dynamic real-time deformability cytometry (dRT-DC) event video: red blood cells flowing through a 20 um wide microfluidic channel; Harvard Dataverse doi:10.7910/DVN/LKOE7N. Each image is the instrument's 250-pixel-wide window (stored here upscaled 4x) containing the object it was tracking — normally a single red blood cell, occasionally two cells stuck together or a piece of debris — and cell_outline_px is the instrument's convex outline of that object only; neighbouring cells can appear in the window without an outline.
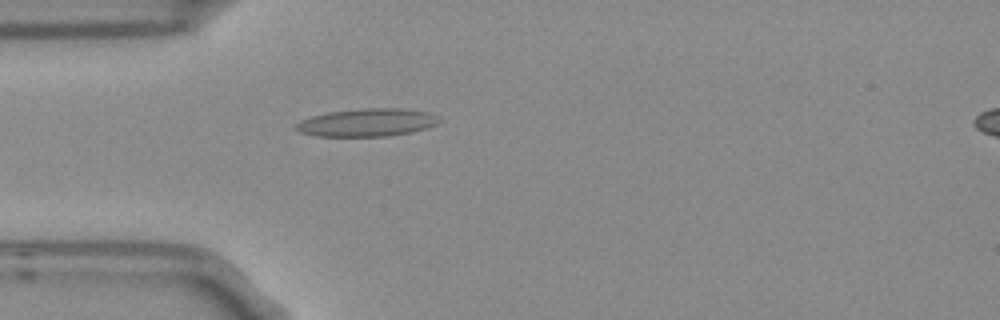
{"species": "Egyptian fruit bat (a non-hibernating species)", "species_latin": "Rousettus aegyptiacus", "temperature_condition": "room temperature", "stored_images_in_passage": 1, "camera_frame_rate_fps": 3000, "um_per_image_px": 0.085, "frame": {"image": 1, "passage_image": 1, "time_ms": 0.0, "image_size_px": [1000, 320], "cell_outline_px": [[440, 120], [436, 124], [428, 128], [412, 132], [388, 136], [316, 136], [300, 132], [296, 128], [296, 124], [300, 120], [312, 116], [328, 112], [364, 108], [404, 108], [428, 112], [436, 116]], "centroid_in_image_um": [31.22, 10.41], "position_along_channel_um": 53.8, "area_um2": 23.24}}